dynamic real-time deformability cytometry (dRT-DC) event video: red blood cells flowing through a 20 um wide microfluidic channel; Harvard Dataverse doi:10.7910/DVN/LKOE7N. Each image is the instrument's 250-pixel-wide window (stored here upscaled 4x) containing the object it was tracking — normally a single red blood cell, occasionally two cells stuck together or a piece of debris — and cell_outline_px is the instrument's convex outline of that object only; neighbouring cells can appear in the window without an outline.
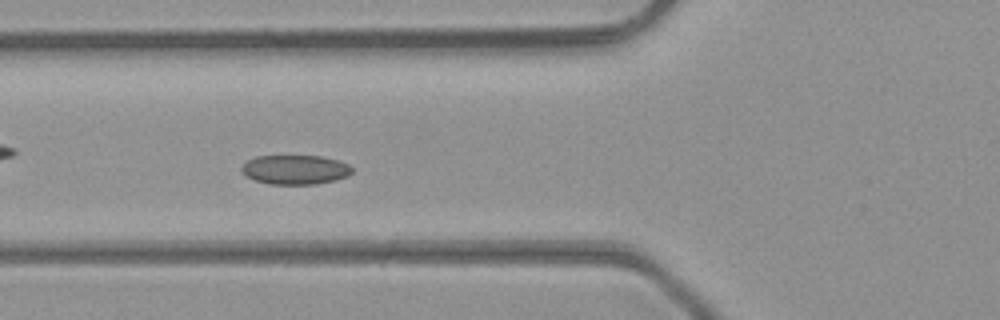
{"species": "common noctule bat (a hibernating species)", "species_latin": "Nyctalus noctula", "temperature_condition": "room temperature", "stored_images_in_passage": 39, "camera_frame_rate_fps": 3000, "um_per_image_px": 0.085, "animal": {"sex": "male", "body_mass_g": 23.1, "forearm_length_mm": 52.7}, "frame": {"image": 1, "passage_image": 9, "time_ms": 2.667, "image_size_px": [1000, 320], "cell_outline_px": [[352, 172], [348, 176], [336, 180], [316, 184], [268, 184], [256, 180], [248, 176], [240, 168], [248, 160], [256, 156], [320, 156], [340, 160], [348, 164], [352, 168]], "centroid_in_image_um": [25.14, 14.42], "position_along_channel_um": 100.7, "area_um2": 18.84}}
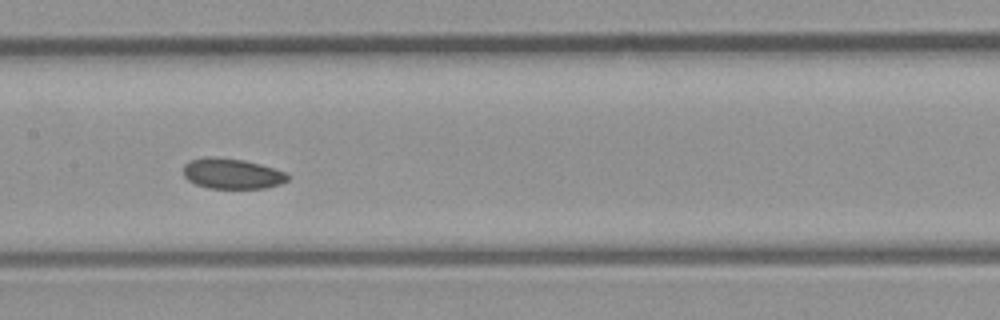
{"frame": {"image": 2, "passage_image": 15, "time_ms": 4.667, "image_size_px": [1000, 320], "cell_outline_px": [[288, 180], [280, 184], [264, 188], [208, 188], [196, 184], [188, 180], [184, 176], [184, 164], [188, 160], [212, 156], [240, 160], [260, 164], [288, 172]], "centroid_in_image_um": [19.72, 14.76], "position_along_channel_um": 187.7, "area_um2": 18.44}}
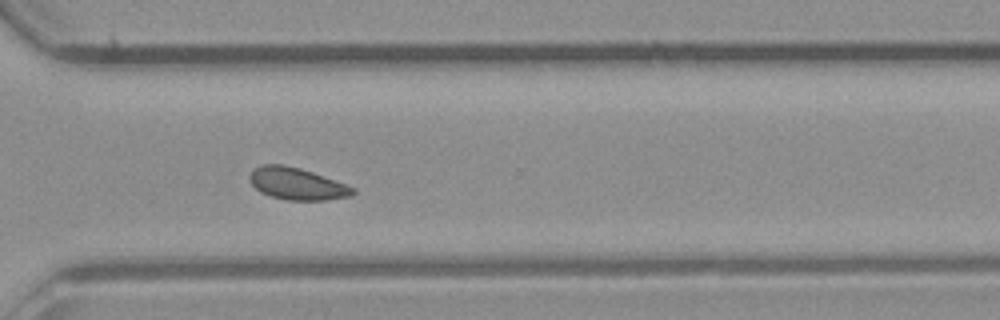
{"frame": {"image": 3, "passage_image": 26, "time_ms": 8.333, "image_size_px": [1000, 320], "cell_outline_px": [[356, 192], [352, 196], [324, 200], [288, 200], [272, 196], [260, 192], [248, 180], [248, 176], [260, 164], [280, 164], [300, 168], [312, 172], [356, 188]], "centroid_in_image_um": [25.24, 15.62], "position_along_channel_um": 345.4, "area_um2": 19.13}, "authors_computed_cell_mechanics": {"area_um2": 19.1896, "velocity_mm_per_s": 4.3136, "shape_relaxation_time_tau1_ms": null, "shape_relaxation_time_tau2_ms": 8.0552, "deformation_change_tau1": null, "deformation_change_tau2": 0.1232}}